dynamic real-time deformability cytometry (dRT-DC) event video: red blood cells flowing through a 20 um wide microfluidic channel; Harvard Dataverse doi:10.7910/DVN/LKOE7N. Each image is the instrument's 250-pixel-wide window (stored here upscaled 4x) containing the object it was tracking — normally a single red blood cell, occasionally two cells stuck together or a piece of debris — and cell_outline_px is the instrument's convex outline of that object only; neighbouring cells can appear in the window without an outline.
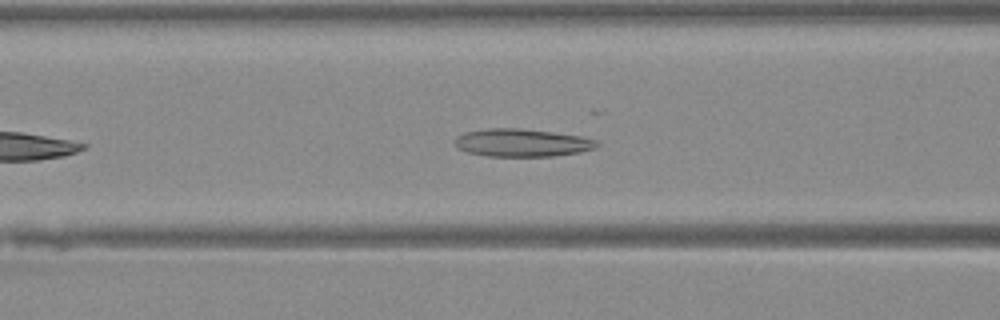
{"species": "Egyptian fruit bat (a non-hibernating species)", "species_latin": "Rousettus aegyptiacus", "temperature_condition": "warm", "stored_images_in_passage": 24, "camera_frame_rate_fps": 3000, "um_per_image_px": 0.085, "animal": {"sex": "female"}, "frame": {"image": 1, "passage_image": 9, "time_ms": 2.667, "image_size_px": [1000, 320], "cell_outline_px": [[600, 144], [596, 148], [580, 152], [552, 156], [488, 156], [468, 152], [456, 148], [456, 136], [464, 132], [488, 128], [520, 128], [552, 132], [580, 136], [596, 140]], "centroid_in_image_um": [44.37, 12.13], "position_along_channel_um": 122.2, "area_um2": 23.0}}
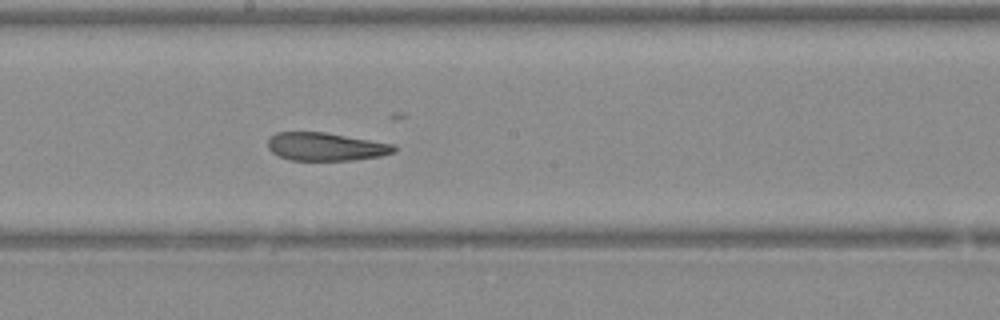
{"frame": {"image": 2, "passage_image": 16, "time_ms": 5.0, "image_size_px": [1000, 320], "cell_outline_px": [[396, 152], [380, 156], [352, 160], [292, 160], [280, 156], [272, 152], [268, 148], [268, 140], [276, 132], [324, 132], [396, 144]], "centroid_in_image_um": [27.73, 12.46], "position_along_channel_um": 220.5, "area_um2": 20.63}}
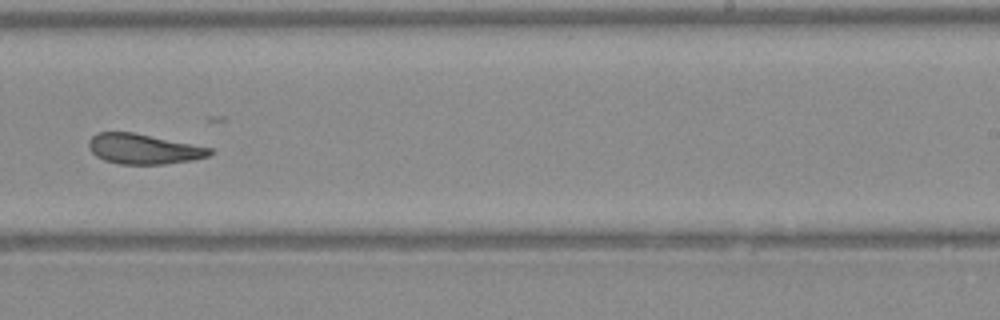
{"frame": {"image": 3, "passage_image": 20, "time_ms": 6.333, "image_size_px": [1000, 320], "cell_outline_px": [[212, 152], [208, 156], [192, 160], [164, 164], [120, 164], [104, 160], [96, 156], [88, 148], [88, 140], [96, 132], [132, 132], [212, 148]], "centroid_in_image_um": [12.15, 12.66], "position_along_channel_um": 276.8, "area_um2": 21.15}}